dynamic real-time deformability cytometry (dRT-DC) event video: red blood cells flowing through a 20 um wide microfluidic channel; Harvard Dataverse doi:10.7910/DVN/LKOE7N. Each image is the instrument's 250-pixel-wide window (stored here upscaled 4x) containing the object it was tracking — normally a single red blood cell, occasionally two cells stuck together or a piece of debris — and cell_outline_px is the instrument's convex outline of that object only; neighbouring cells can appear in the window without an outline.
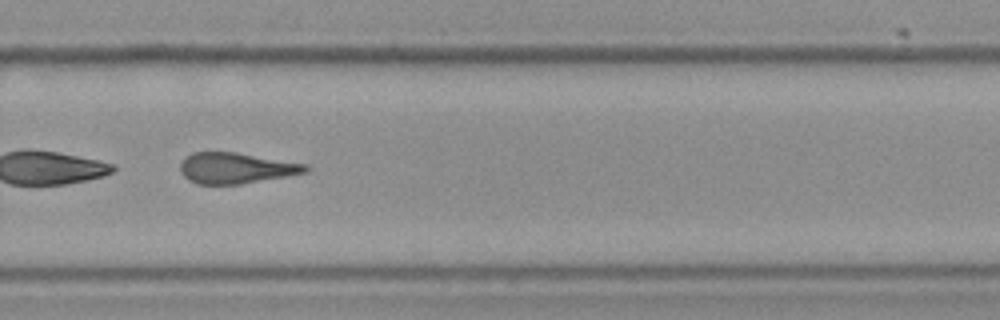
{"species": "Egyptian fruit bat (a non-hibernating species)", "species_latin": "Rousettus aegyptiacus", "temperature_condition": "cold", "stored_images_in_passage": 40, "camera_frame_rate_fps": 3000, "um_per_image_px": 0.085, "frame": {"image": 1, "passage_image": 23, "time_ms": 7.333, "image_size_px": [1000, 320], "cell_outline_px": [[312, 168], [308, 172], [240, 184], [196, 184], [188, 180], [180, 172], [180, 164], [184, 156], [192, 152], [236, 152], [308, 164]], "centroid_in_image_um": [20.05, 14.28], "position_along_channel_um": 309.7, "area_um2": 22.72}, "authors_computed_cell_mechanics": {"area_um2": 23.5535, "velocity_mm_per_s": 3.5523, "shape_relaxation_time_tau1_ms": null, "shape_relaxation_time_tau2_ms": 4.0862, "deformation_change_tau1": null, "deformation_change_tau2": 0.1329}}